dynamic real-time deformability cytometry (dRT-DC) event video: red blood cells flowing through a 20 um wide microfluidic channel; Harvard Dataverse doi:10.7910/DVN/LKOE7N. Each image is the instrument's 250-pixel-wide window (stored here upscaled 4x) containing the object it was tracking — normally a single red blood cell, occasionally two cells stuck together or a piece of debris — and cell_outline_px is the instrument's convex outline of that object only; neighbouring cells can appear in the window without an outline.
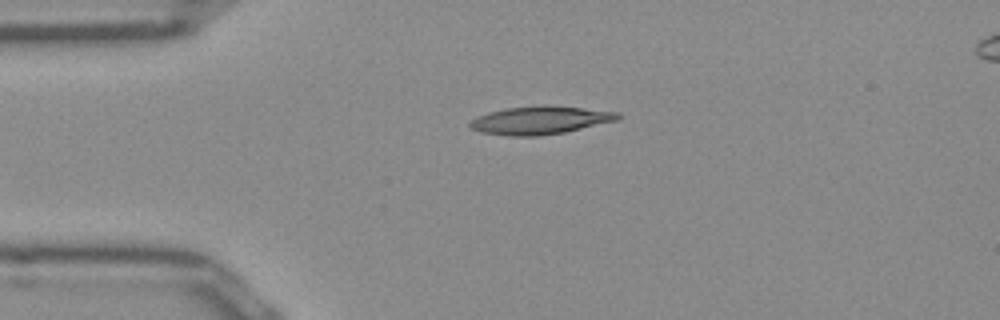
{"species": "Egyptian fruit bat (a non-hibernating species)", "species_latin": "Rousettus aegyptiacus", "temperature_condition": "room temperature", "stored_images_in_passage": 40, "camera_frame_rate_fps": 3000, "um_per_image_px": 0.085, "frame": {"image": 1, "passage_image": 1, "time_ms": 0.0, "image_size_px": [1000, 320], "cell_outline_px": [[620, 120], [564, 132], [536, 136], [508, 136], [480, 132], [472, 128], [468, 124], [476, 116], [488, 112], [504, 108], [544, 104], [620, 112]], "centroid_in_image_um": [45.91, 10.21], "position_along_channel_um": 39.1, "area_um2": 24.39}}
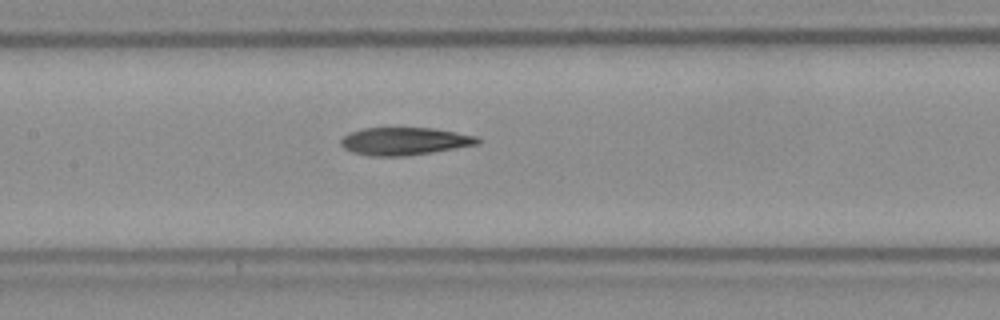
{"frame": {"image": 2, "passage_image": 13, "time_ms": 4.0, "image_size_px": [1000, 320], "cell_outline_px": [[484, 140], [480, 144], [432, 152], [404, 156], [368, 156], [352, 152], [344, 148], [340, 144], [340, 140], [348, 132], [364, 128], [432, 128], [456, 132], [476, 136]], "centroid_in_image_um": [34.39, 12.0], "position_along_channel_um": 173.0, "area_um2": 22.2}}
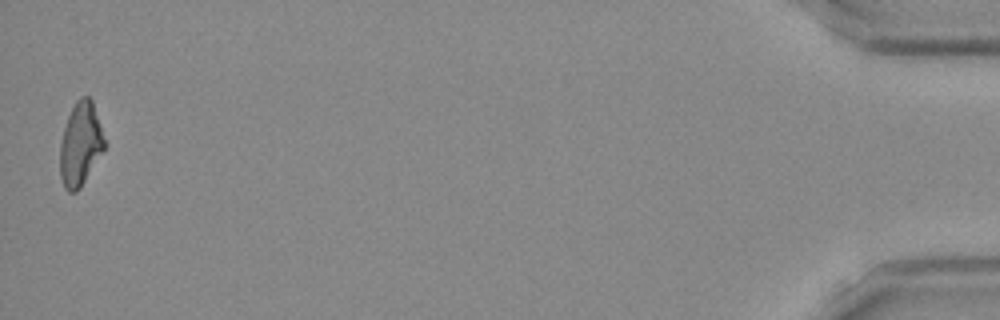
{"frame": {"image": 3, "passage_image": 40, "time_ms": 13.0, "image_size_px": [1000, 320], "cell_outline_px": [[108, 144], [80, 188], [76, 192], [68, 192], [64, 188], [60, 176], [60, 144], [64, 128], [68, 116], [76, 100], [80, 96], [88, 96], [92, 100]], "centroid_in_image_um": [6.86, 12.25], "position_along_channel_um": 428.3, "area_um2": 21.91}, "authors_computed_cell_mechanics": {"area_um2": 22.3397, "velocity_mm_per_s": 3.94, "shape_relaxation_time_tau1_ms": null, "shape_relaxation_time_tau2_ms": 6.4215, "deformation_change_tau1": null, "deformation_change_tau2": 0.1709}}